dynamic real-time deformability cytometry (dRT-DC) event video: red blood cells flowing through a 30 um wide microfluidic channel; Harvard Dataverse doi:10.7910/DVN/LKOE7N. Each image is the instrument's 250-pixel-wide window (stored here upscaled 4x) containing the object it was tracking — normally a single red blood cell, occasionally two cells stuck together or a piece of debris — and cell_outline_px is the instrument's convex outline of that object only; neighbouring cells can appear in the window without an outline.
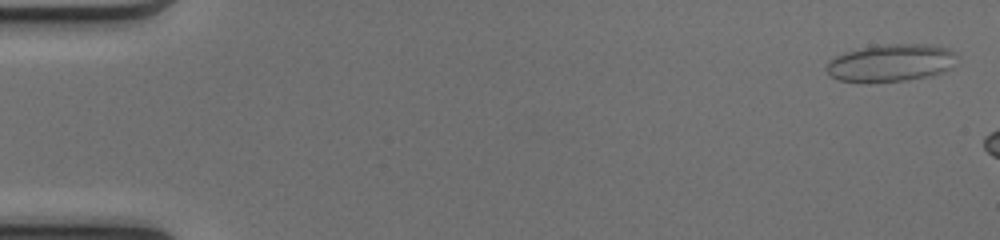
{"species": "common noctule bat (a hibernating species)", "species_latin": "Nyctalus noctula", "temperature_condition": "cold", "stored_images_in_passage": 8, "camera_frame_rate_fps": 3000, "um_per_image_px": 0.085, "animal": {"sex": "female", "body_mass_g": 17.0, "forearm_length_mm": 48.0}, "frame": {"image": 1, "passage_image": 2, "time_ms": 0.333, "image_size_px": [1000, 240], "cell_outline_px": [[960, 56], [952, 68], [932, 76], [908, 80], [868, 84], [836, 80], [828, 76], [828, 60], [844, 52], [884, 44], [928, 44], [948, 48], [956, 52]], "centroid_in_image_um": [75.76, 5.37], "position_along_channel_um": 9.2, "area_um2": 29.25}}